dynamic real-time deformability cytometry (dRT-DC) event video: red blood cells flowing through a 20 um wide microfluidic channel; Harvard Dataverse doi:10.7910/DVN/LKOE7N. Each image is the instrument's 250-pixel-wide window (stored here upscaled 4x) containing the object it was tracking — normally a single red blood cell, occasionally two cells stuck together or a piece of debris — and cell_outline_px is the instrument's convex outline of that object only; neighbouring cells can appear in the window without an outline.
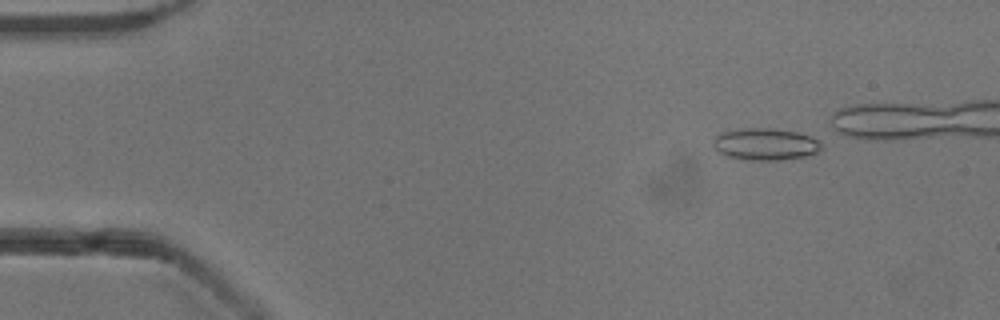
{"species": "common noctule bat (a hibernating species)", "species_latin": "Nyctalus noctula", "temperature_condition": "cold", "stored_images_in_passage": 37, "camera_frame_rate_fps": 3000, "um_per_image_px": 0.085, "animal": {"sex": "male", "body_mass_g": 13.3}, "frame": {"image": 1, "passage_image": 1, "time_ms": 0.0, "image_size_px": [1000, 320], "cell_outline_px": [[824, 148], [820, 152], [804, 156], [776, 160], [744, 160], [728, 156], [716, 152], [712, 144], [712, 140], [720, 132], [744, 128], [772, 128], [796, 132], [820, 140]], "centroid_in_image_um": [65.04, 12.26], "position_along_channel_um": 20.0, "area_um2": 20.4}}
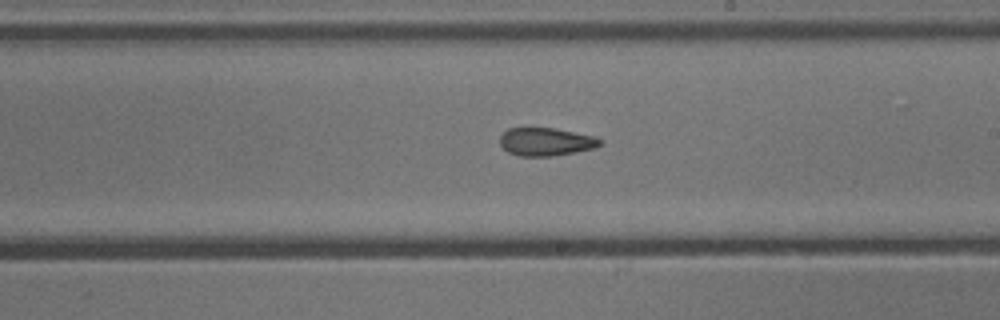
{"frame": {"image": 2, "passage_image": 25, "time_ms": 8.0, "image_size_px": [1000, 320], "cell_outline_px": [[600, 144], [596, 148], [576, 152], [552, 156], [520, 156], [508, 152], [500, 144], [500, 136], [508, 128], [556, 128], [596, 136], [600, 140]], "centroid_in_image_um": [46.41, 12.05], "position_along_channel_um": 242.6, "area_um2": 16.42}}
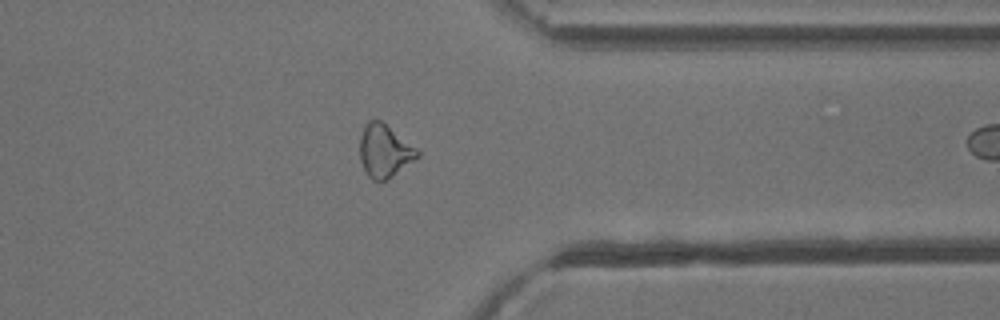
{"frame": {"image": 3, "passage_image": 36, "time_ms": 11.667, "image_size_px": [1000, 320], "cell_outline_px": [[420, 156], [392, 176], [384, 180], [372, 180], [368, 176], [360, 160], [360, 136], [368, 120], [380, 120], [416, 148], [420, 152]], "centroid_in_image_um": [32.67, 12.83], "position_along_channel_um": 378.7, "area_um2": 17.34}}